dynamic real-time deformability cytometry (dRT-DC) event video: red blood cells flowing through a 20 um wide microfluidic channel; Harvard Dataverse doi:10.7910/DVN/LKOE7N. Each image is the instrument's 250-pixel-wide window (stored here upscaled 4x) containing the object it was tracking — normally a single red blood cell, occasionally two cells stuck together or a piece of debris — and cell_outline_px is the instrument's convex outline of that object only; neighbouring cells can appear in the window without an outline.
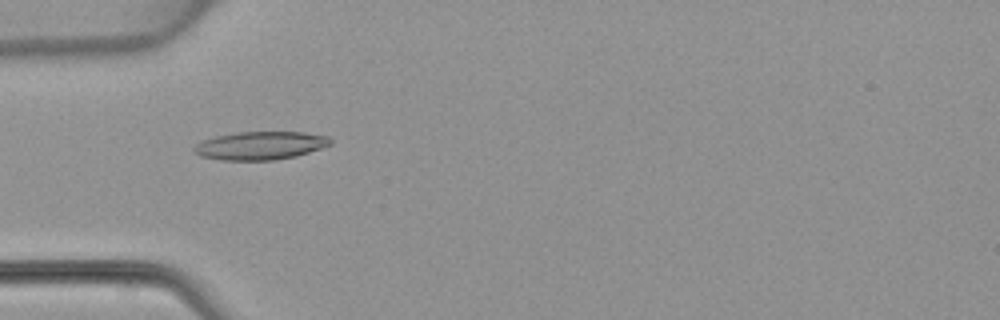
{"species": "common noctule bat (a hibernating species)", "species_latin": "Nyctalus noctula", "temperature_condition": "warm", "stored_images_in_passage": 43, "camera_frame_rate_fps": 3000, "um_per_image_px": 0.085, "animal": {"sex": "female", "body_mass_g": 22.7, "forearm_length_mm": 54.2}, "frame": {"image": 1, "passage_image": 10, "time_ms": 3.0, "image_size_px": [1000, 320], "cell_outline_px": [[332, 144], [296, 156], [272, 160], [220, 160], [200, 156], [192, 148], [196, 144], [204, 140], [216, 136], [236, 132], [304, 132], [328, 136], [332, 140]], "centroid_in_image_um": [22.13, 12.37], "position_along_channel_um": 62.9, "area_um2": 22.31}}
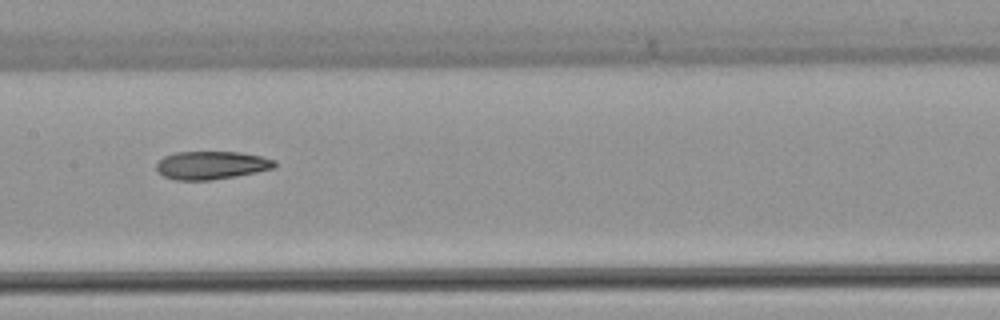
{"frame": {"image": 2, "passage_image": 19, "time_ms": 6.0, "image_size_px": [1000, 320], "cell_outline_px": [[276, 164], [272, 168], [256, 172], [236, 176], [212, 180], [176, 180], [164, 176], [156, 172], [156, 164], [164, 156], [176, 152], [240, 152], [260, 156], [276, 160]], "centroid_in_image_um": [17.94, 14.04], "position_along_channel_um": 189.5, "area_um2": 19.36}}
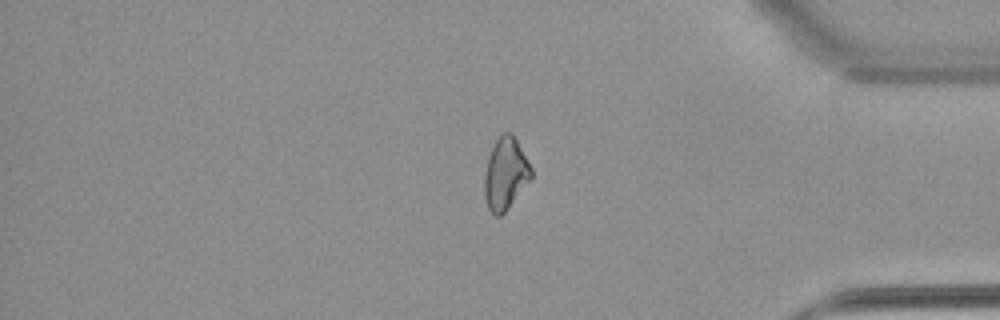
{"frame": {"image": 3, "passage_image": 35, "time_ms": 11.333, "image_size_px": [1000, 320], "cell_outline_px": [[532, 176], [508, 208], [500, 216], [496, 216], [488, 208], [484, 196], [484, 176], [488, 156], [496, 140], [504, 132], [512, 132], [532, 168]], "centroid_in_image_um": [42.95, 14.76], "position_along_channel_um": 392.3, "area_um2": 19.36}}